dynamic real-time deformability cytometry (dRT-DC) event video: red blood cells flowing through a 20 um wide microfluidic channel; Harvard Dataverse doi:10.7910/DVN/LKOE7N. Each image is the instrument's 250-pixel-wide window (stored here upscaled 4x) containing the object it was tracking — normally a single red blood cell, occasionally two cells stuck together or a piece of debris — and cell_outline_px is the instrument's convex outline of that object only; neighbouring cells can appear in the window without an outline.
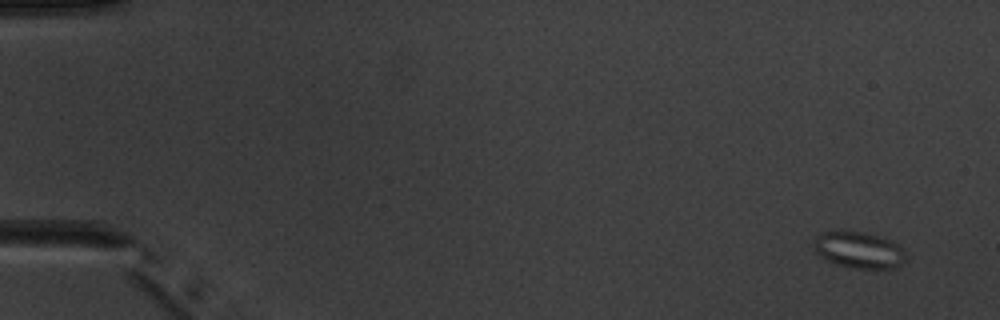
{"species": "common noctule bat (a hibernating species)", "species_latin": "Nyctalus noctula", "temperature_condition": "warm", "stored_images_in_passage": 5, "camera_frame_rate_fps": 3000, "um_per_image_px": 0.085, "animal": {"sex": "male", "body_mass_g": 20.1, "forearm_length_mm": 53.5}, "frame": {"image": 1, "passage_image": 1, "time_ms": 0.0, "image_size_px": [1000, 320], "cell_outline_px": [[908, 260], [896, 268], [852, 268], [836, 264], [820, 256], [816, 252], [812, 244], [816, 236], [824, 232], [864, 232], [892, 240], [904, 252]], "centroid_in_image_um": [73.02, 21.27], "position_along_channel_um": 12.0, "area_um2": 19.42}}
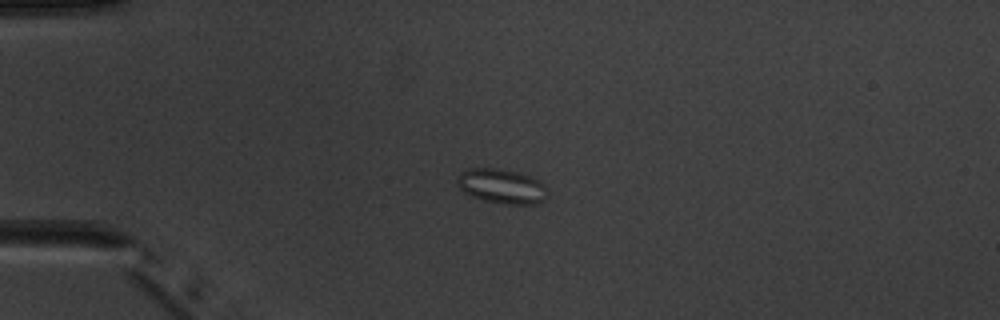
{"frame": {"image": 2, "passage_image": 4, "time_ms": 3.667, "image_size_px": [1000, 320], "cell_outline_px": [[548, 196], [544, 200], [536, 204], [508, 204], [484, 200], [472, 196], [464, 192], [456, 184], [456, 180], [460, 172], [468, 168], [496, 168], [516, 172], [532, 176], [540, 180], [544, 184], [548, 192]], "centroid_in_image_um": [42.66, 15.82], "position_along_channel_um": 42.3, "area_um2": 18.38}}